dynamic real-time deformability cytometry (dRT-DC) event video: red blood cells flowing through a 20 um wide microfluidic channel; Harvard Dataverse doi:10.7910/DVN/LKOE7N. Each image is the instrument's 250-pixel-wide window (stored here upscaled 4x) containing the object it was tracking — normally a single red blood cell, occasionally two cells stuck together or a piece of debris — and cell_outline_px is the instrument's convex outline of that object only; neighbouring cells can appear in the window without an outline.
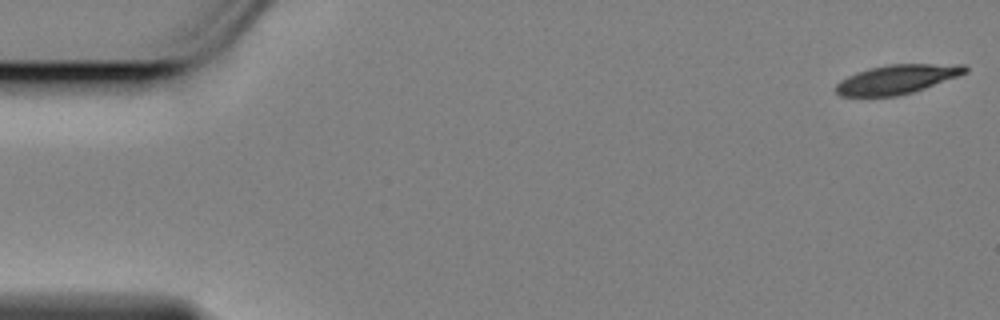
{"species": "Egyptian fruit bat (a non-hibernating species)", "species_latin": "Rousettus aegyptiacus", "temperature_condition": "cold", "stored_images_in_passage": 57, "camera_frame_rate_fps": 3000, "um_per_image_px": 0.085, "animal": {"sex": "female"}, "frame": {"image": 1, "passage_image": 1, "time_ms": 0.0, "image_size_px": [1000, 320], "cell_outline_px": [[968, 72], [924, 88], [912, 92], [896, 96], [840, 96], [836, 92], [836, 84], [840, 80], [856, 72], [868, 68], [888, 64], [964, 64], [968, 68]], "centroid_in_image_um": [76.23, 6.73], "position_along_channel_um": 8.8, "area_um2": 21.85}}
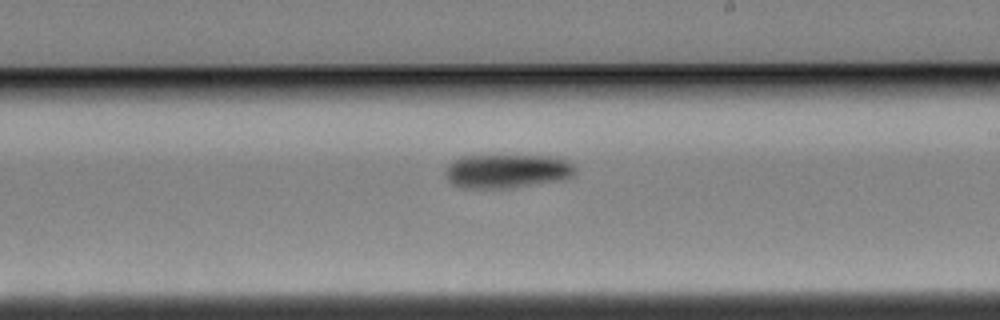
{"frame": {"image": 2, "passage_image": 33, "time_ms": 10.667, "image_size_px": [1000, 320], "cell_outline_px": [[576, 172], [572, 176], [564, 180], [512, 188], [464, 188], [452, 184], [448, 180], [444, 172], [448, 164], [460, 156], [552, 156], [568, 160], [572, 164]], "centroid_in_image_um": [43.1, 14.55], "position_along_channel_um": 245.9, "area_um2": 25.89}}
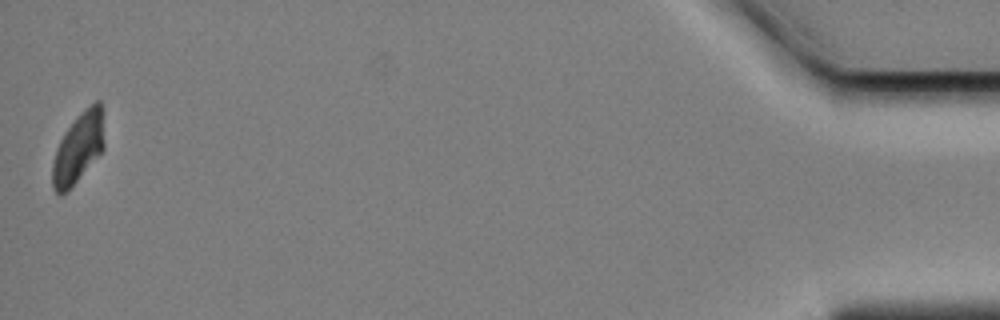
{"frame": {"image": 3, "passage_image": 57, "time_ms": 18.667, "image_size_px": [1000, 320], "cell_outline_px": [[104, 148], [76, 180], [60, 196], [56, 192], [52, 184], [52, 164], [56, 148], [64, 132], [76, 116], [84, 108], [96, 100], [100, 100], [104, 108]], "centroid_in_image_um": [6.68, 12.46], "position_along_channel_um": 428.5, "area_um2": 21.21}, "authors_computed_cell_mechanics": {"area_um2": 24.0448, "velocity_mm_per_s": 3.4315, "shape_relaxation_time_tau1_ms": 2.0546, "shape_relaxation_time_tau2_ms": null, "deformation_change_tau1": 0.1393, "deformation_change_tau2": null}}